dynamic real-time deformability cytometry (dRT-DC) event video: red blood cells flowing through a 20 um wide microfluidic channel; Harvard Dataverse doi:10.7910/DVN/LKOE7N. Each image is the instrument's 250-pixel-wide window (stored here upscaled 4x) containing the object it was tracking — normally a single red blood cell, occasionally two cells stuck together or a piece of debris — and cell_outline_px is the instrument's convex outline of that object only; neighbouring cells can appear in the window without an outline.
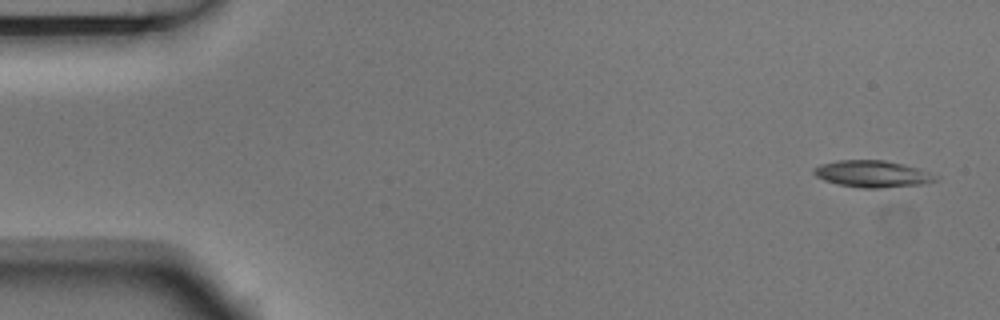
{"species": "Egyptian fruit bat (a non-hibernating species)", "species_latin": "Rousettus aegyptiacus", "temperature_condition": "room temperature", "stored_images_in_passage": 8, "camera_frame_rate_fps": 3000, "um_per_image_px": 0.085, "animal": {"sex": "male"}, "frame": {"image": 1, "passage_image": 1, "time_ms": 0.0, "image_size_px": [1000, 320], "cell_outline_px": [[940, 176], [936, 180], [920, 184], [880, 188], [864, 188], [840, 184], [824, 180], [816, 176], [812, 172], [812, 168], [820, 164], [836, 160], [884, 160], [916, 168]], "centroid_in_image_um": [74.1, 14.77], "position_along_channel_um": 10.9, "area_um2": 18.73}}
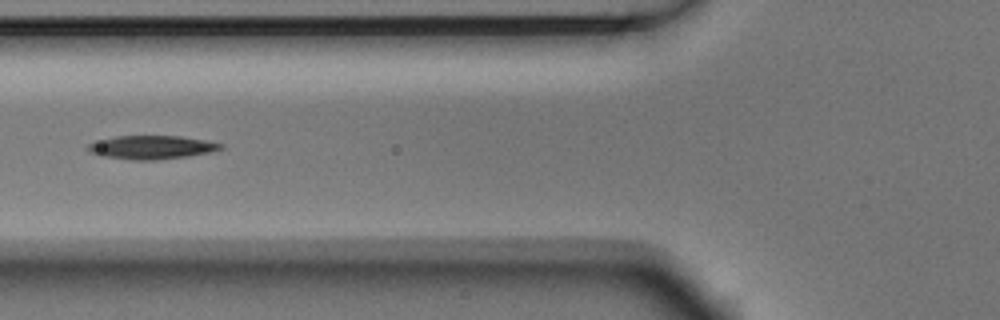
{"frame": {"image": 2, "passage_image": 6, "time_ms": 1.667, "image_size_px": [1000, 320], "cell_outline_px": [[224, 148], [208, 152], [188, 156], [156, 160], [132, 160], [100, 156], [88, 152], [84, 148], [88, 144], [100, 140], [116, 136], [180, 136], [204, 140], [224, 144]], "centroid_in_image_um": [12.83, 12.53], "position_along_channel_um": 113.0, "area_um2": 18.26}}
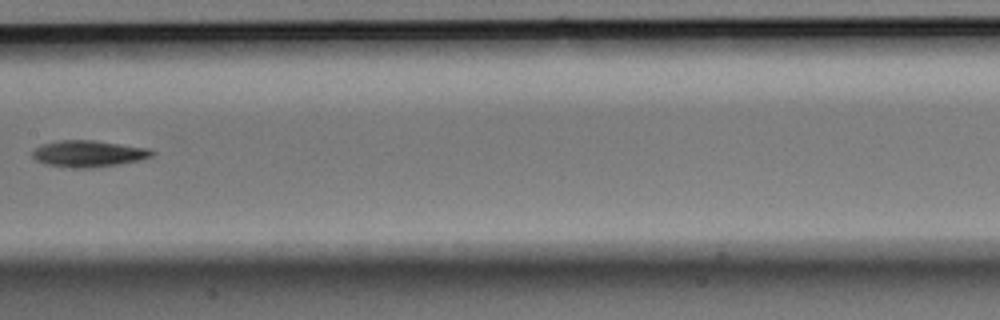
{"frame": {"image": 3, "passage_image": 8, "time_ms": 2.333, "image_size_px": [1000, 320], "cell_outline_px": [[156, 152], [152, 156], [136, 160], [116, 164], [92, 168], [68, 168], [44, 164], [36, 160], [32, 156], [32, 152], [40, 144], [56, 140], [92, 140], [148, 148]], "centroid_in_image_um": [7.45, 13.06], "position_along_channel_um": 200.0, "area_um2": 18.44}}